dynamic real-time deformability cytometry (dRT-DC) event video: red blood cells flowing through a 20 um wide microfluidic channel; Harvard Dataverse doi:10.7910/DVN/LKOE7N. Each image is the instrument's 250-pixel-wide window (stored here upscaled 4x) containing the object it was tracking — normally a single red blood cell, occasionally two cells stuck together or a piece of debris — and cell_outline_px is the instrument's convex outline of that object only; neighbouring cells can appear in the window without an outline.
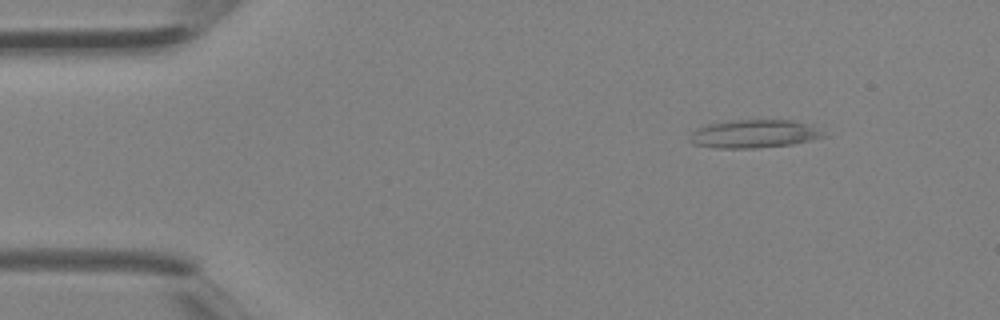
{"species": "Egyptian fruit bat (a non-hibernating species)", "species_latin": "Rousettus aegyptiacus", "temperature_condition": "room temperature", "stored_images_in_passage": 4, "camera_frame_rate_fps": 3000, "um_per_image_px": 0.085, "animal": {"sex": "female"}, "frame": {"image": 1, "passage_image": 2, "time_ms": 0.333, "image_size_px": [1000, 320], "cell_outline_px": [[828, 136], [812, 140], [792, 144], [756, 148], [716, 148], [692, 144], [688, 140], [688, 136], [696, 128], [704, 124], [732, 120], [792, 120], [804, 124], [824, 132]], "centroid_in_image_um": [64.01, 11.38], "position_along_channel_um": 21.0, "area_um2": 22.08}}
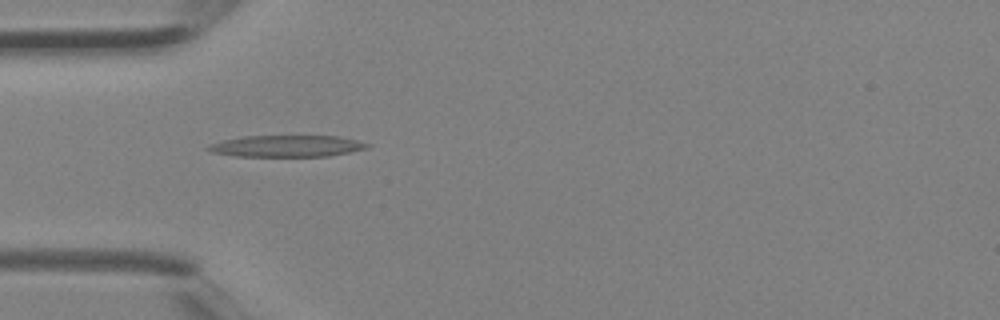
{"frame": {"image": 2, "passage_image": 4, "time_ms": 1.0, "image_size_px": [1000, 320], "cell_outline_px": [[372, 144], [368, 148], [328, 156], [236, 156], [212, 152], [204, 148], [208, 144], [224, 140], [244, 136], [336, 136], [356, 140]], "centroid_in_image_um": [24.35, 12.41], "position_along_channel_um": 60.6, "area_um2": 19.88}}